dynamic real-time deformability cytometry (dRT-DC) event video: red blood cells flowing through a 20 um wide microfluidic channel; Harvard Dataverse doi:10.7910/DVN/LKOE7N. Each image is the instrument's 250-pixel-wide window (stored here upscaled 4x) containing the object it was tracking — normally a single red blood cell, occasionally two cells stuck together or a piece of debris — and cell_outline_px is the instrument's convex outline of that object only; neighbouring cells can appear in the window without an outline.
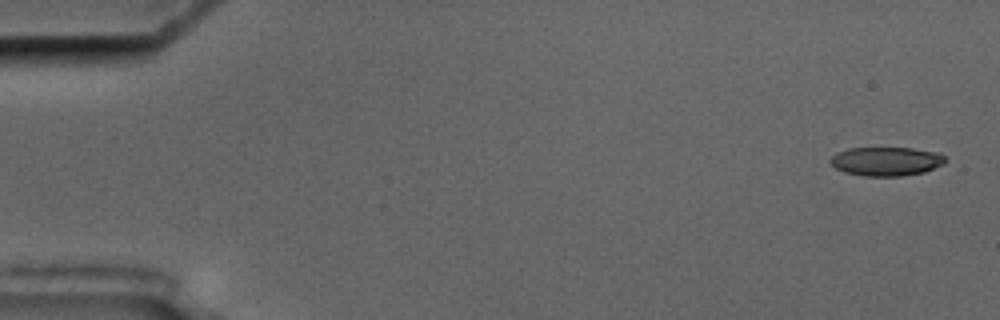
{"species": "common noctule bat (a hibernating species)", "species_latin": "Nyctalus noctula", "temperature_condition": "cold", "stored_images_in_passage": 13, "camera_frame_rate_fps": 3000, "um_per_image_px": 0.085, "animal": {"sex": "male", "body_mass_g": 17.5, "forearm_length_mm": 52.3}, "frame": {"image": 1, "passage_image": 2, "time_ms": 0.333, "image_size_px": [1000, 320], "cell_outline_px": [[948, 160], [944, 164], [924, 172], [900, 176], [864, 176], [844, 172], [836, 168], [828, 160], [836, 152], [848, 148], [912, 148], [936, 152], [944, 156]], "centroid_in_image_um": [75.32, 13.71], "position_along_channel_um": 9.7, "area_um2": 19.42}}